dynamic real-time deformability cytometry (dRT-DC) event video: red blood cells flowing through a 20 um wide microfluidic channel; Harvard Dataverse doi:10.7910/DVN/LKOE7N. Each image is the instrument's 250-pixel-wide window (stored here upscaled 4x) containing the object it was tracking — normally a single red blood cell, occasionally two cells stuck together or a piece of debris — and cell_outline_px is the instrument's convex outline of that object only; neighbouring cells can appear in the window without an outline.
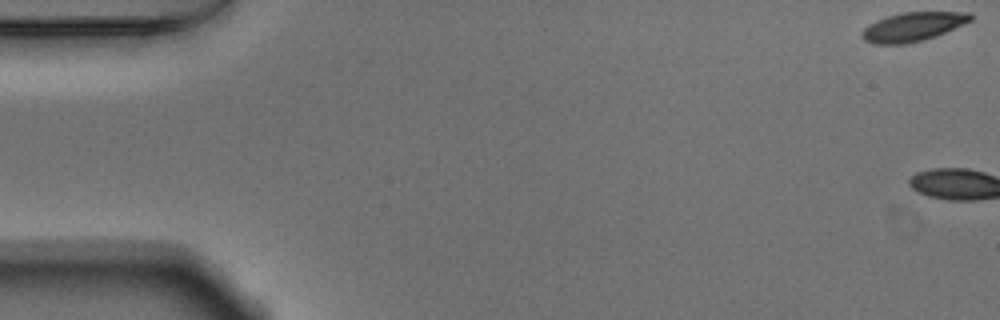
{"species": "Egyptian fruit bat (a non-hibernating species)", "species_latin": "Rousettus aegyptiacus", "temperature_condition": "warm", "stored_images_in_passage": 3, "camera_frame_rate_fps": 3000, "um_per_image_px": 0.085, "animal": {"sex": "male"}, "frame": {"image": 1, "passage_image": 1, "time_ms": 0.0, "image_size_px": [1000, 320], "cell_outline_px": [[972, 20], [936, 36], [924, 40], [904, 44], [872, 44], [864, 40], [860, 36], [860, 32], [868, 24], [876, 20], [888, 16], [904, 12], [972, 12]], "centroid_in_image_um": [77.55, 2.28], "position_along_channel_um": 7.4, "area_um2": 18.38}}